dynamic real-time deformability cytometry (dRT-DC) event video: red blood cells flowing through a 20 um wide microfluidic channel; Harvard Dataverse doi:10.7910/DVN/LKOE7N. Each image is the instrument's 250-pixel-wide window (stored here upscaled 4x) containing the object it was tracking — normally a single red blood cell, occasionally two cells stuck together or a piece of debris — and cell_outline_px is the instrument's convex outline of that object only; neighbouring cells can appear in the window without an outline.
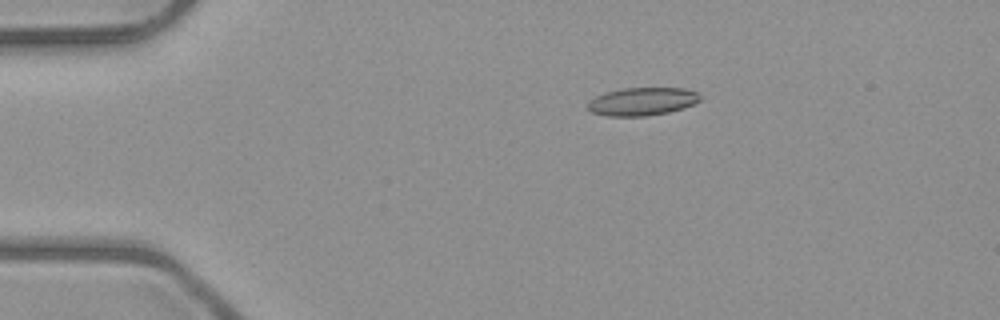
{"species": "common noctule bat (a hibernating species)", "species_latin": "Nyctalus noctula", "temperature_condition": "room temperature", "stored_images_in_passage": 4, "camera_frame_rate_fps": 3000, "um_per_image_px": 0.085, "animal": {"sex": "male", "body_mass_g": 23.1, "forearm_length_mm": 52.7}, "frame": {"image": 1, "passage_image": 2, "time_ms": 1.0, "image_size_px": [1000, 320], "cell_outline_px": [[700, 100], [684, 108], [668, 112], [644, 116], [608, 116], [592, 112], [588, 108], [588, 100], [604, 92], [624, 88], [684, 88], [696, 92], [700, 96]], "centroid_in_image_um": [54.56, 8.62], "position_along_channel_um": 30.4, "area_um2": 18.26}}
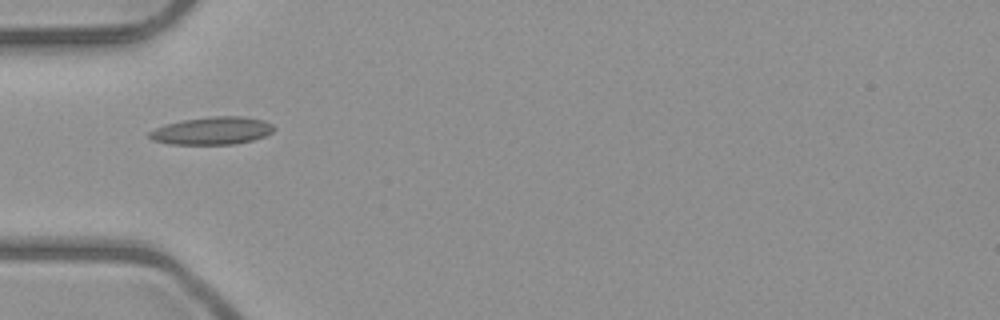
{"frame": {"image": 2, "passage_image": 4, "time_ms": 3.333, "image_size_px": [1000, 320], "cell_outline_px": [[276, 128], [272, 132], [264, 136], [252, 140], [232, 144], [168, 144], [152, 140], [148, 136], [148, 132], [164, 124], [184, 120], [212, 116], [244, 116], [264, 120], [272, 124]], "centroid_in_image_um": [18.03, 11.11], "position_along_channel_um": 67.0, "area_um2": 20.11}}